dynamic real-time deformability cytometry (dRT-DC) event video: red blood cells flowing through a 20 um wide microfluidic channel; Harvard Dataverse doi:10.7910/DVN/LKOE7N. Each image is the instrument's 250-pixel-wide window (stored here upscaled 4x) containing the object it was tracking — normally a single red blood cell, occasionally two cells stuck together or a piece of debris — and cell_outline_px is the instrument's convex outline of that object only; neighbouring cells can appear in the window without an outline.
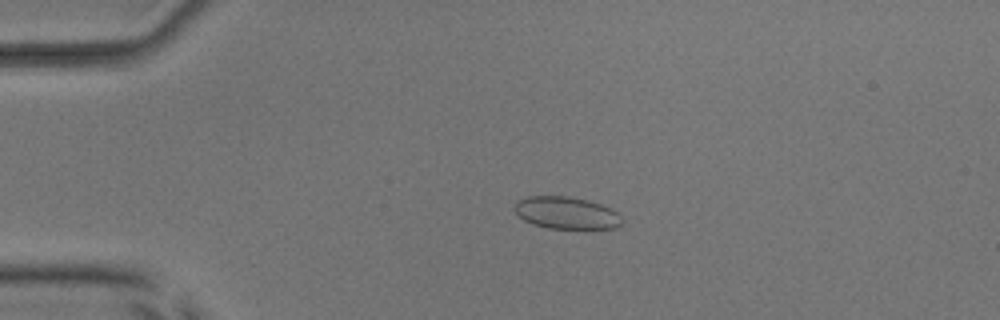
{"species": "common noctule bat (a hibernating species)", "species_latin": "Nyctalus noctula", "temperature_condition": "room temperature", "stored_images_in_passage": 54, "camera_frame_rate_fps": 3000, "um_per_image_px": 0.085, "animal": {"sex": "male", "body_mass_g": 17.9, "forearm_length_mm": 54.2}, "frame": {"image": 1, "passage_image": 12, "time_ms": 3.667, "image_size_px": [1000, 320], "cell_outline_px": [[624, 220], [616, 228], [584, 232], [548, 228], [532, 224], [524, 220], [512, 208], [516, 200], [528, 196], [568, 196], [588, 200], [612, 208]], "centroid_in_image_um": [48.18, 18.15], "position_along_channel_um": 36.8, "area_um2": 21.21}}
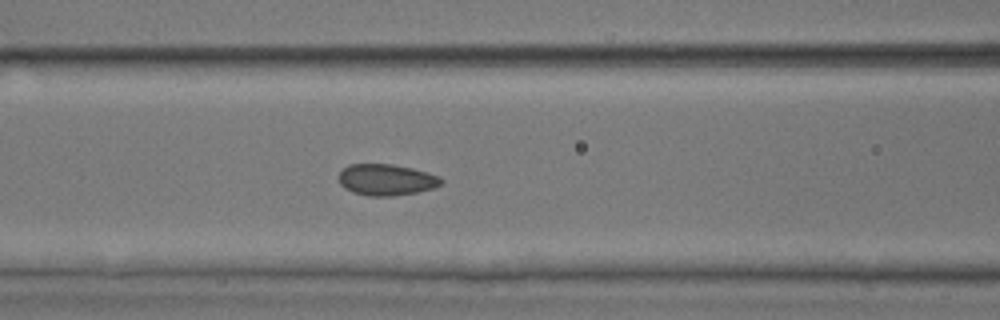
{"frame": {"image": 2, "passage_image": 23, "time_ms": 7.333, "image_size_px": [1000, 320], "cell_outline_px": [[444, 180], [440, 184], [432, 188], [416, 192], [392, 196], [368, 196], [352, 192], [344, 188], [340, 184], [340, 172], [348, 164], [392, 164], [412, 168], [428, 172], [440, 176]], "centroid_in_image_um": [32.84, 15.27], "position_along_channel_um": 133.8, "area_um2": 18.67}}
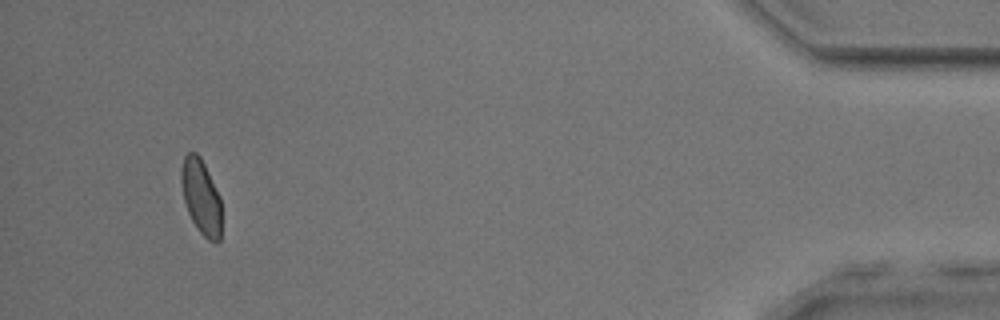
{"frame": {"image": 3, "passage_image": 51, "time_ms": 16.667, "image_size_px": [1000, 320], "cell_outline_px": [[220, 240], [216, 244], [208, 240], [200, 232], [192, 220], [188, 212], [184, 200], [180, 180], [180, 172], [184, 156], [188, 152], [196, 152], [200, 156], [220, 196]], "centroid_in_image_um": [17.08, 16.72], "position_along_channel_um": 418.1, "area_um2": 17.51}, "authors_computed_cell_mechanics": {"area_um2": 18.5827, "velocity_mm_per_s": 3.7963, "shape_relaxation_time_tau1_ms": 4.7084, "shape_relaxation_time_tau2_ms": 0.6706, "deformation_change_tau1": 0.0912, "deformation_change_tau2": 0.044}}